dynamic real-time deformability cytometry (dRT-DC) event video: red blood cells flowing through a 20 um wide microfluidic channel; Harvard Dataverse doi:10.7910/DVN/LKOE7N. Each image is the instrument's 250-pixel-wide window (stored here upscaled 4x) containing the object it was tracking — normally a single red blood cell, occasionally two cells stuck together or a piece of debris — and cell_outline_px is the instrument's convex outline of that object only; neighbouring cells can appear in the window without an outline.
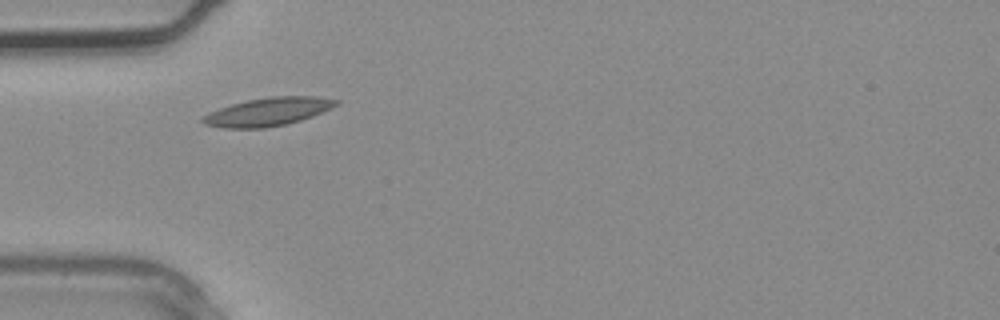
{"species": "common noctule bat (a hibernating species)", "species_latin": "Nyctalus noctula", "temperature_condition": "warm", "stored_images_in_passage": 1, "camera_frame_rate_fps": 3000, "um_per_image_px": 0.085, "animal": {"sex": "male", "body_mass_g": 20.4}, "frame": {"image": 1, "passage_image": 1, "time_ms": 0.0, "image_size_px": [1000, 320], "cell_outline_px": [[340, 104], [332, 108], [312, 116], [288, 124], [264, 128], [224, 128], [204, 124], [200, 120], [208, 112], [232, 104], [248, 100], [272, 96], [316, 96], [340, 100]], "centroid_in_image_um": [22.81, 9.5], "position_along_channel_um": 62.2, "area_um2": 21.96}}